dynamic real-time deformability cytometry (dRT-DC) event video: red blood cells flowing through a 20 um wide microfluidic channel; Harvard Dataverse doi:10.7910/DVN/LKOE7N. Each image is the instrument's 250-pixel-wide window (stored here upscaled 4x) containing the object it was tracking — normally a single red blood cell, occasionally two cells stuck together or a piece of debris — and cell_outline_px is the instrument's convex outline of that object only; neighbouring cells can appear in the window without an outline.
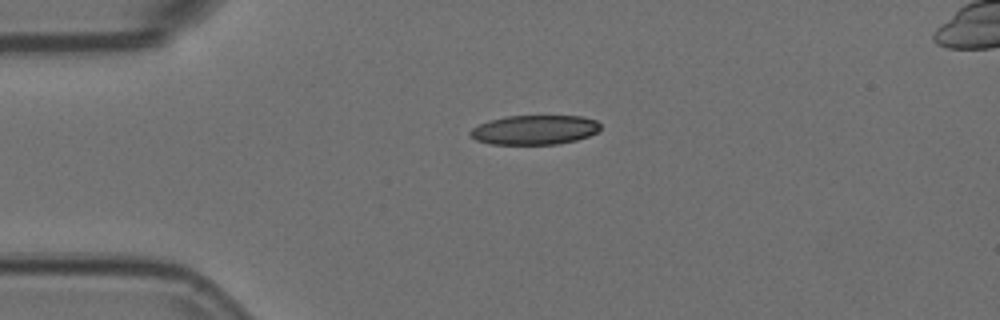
{"species": "Egyptian fruit bat (a non-hibernating species)", "species_latin": "Rousettus aegyptiacus", "temperature_condition": "room temperature", "stored_images_in_passage": 44, "camera_frame_rate_fps": 3000, "um_per_image_px": 0.085, "animal": {"sex": "female"}, "frame": {"image": 1, "passage_image": 1, "time_ms": 0.0, "image_size_px": [1000, 320], "cell_outline_px": [[600, 128], [596, 132], [588, 136], [576, 140], [556, 144], [492, 144], [476, 140], [468, 132], [472, 128], [480, 124], [504, 116], [584, 116], [596, 120], [600, 124]], "centroid_in_image_um": [45.45, 11.03], "position_along_channel_um": 39.5, "area_um2": 22.2}}
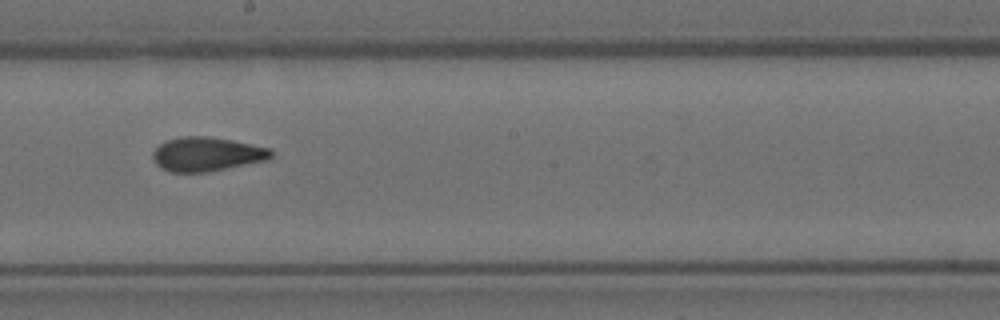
{"frame": {"image": 2, "passage_image": 19, "time_ms": 6.0, "image_size_px": [1000, 320], "cell_outline_px": [[272, 156], [268, 160], [208, 172], [172, 172], [156, 164], [152, 156], [152, 152], [160, 144], [168, 140], [184, 136], [208, 136], [232, 140], [268, 148], [272, 152]], "centroid_in_image_um": [17.58, 13.1], "position_along_channel_um": 230.6, "area_um2": 23.29}}
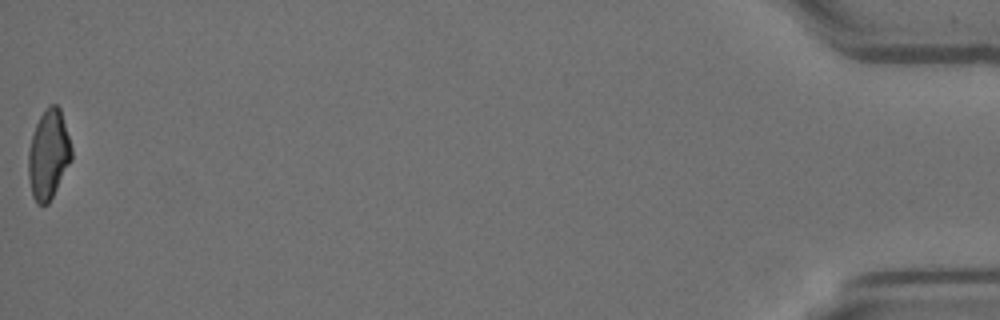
{"frame": {"image": 3, "passage_image": 44, "time_ms": 14.333, "image_size_px": [1000, 320], "cell_outline_px": [[72, 160], [48, 204], [36, 204], [32, 196], [28, 176], [28, 152], [32, 136], [36, 124], [44, 108], [48, 104], [56, 104], [60, 108], [72, 148]], "centroid_in_image_um": [4.12, 13.13], "position_along_channel_um": 431.1, "area_um2": 22.54}, "authors_computed_cell_mechanics": {"area_um2": 23.2645, "velocity_mm_per_s": 3.6157, "shape_relaxation_time_tau1_ms": 9.0874, "shape_relaxation_time_tau2_ms": 1.9297, "deformation_change_tau1": 0.215, "deformation_change_tau2": 0.093}}